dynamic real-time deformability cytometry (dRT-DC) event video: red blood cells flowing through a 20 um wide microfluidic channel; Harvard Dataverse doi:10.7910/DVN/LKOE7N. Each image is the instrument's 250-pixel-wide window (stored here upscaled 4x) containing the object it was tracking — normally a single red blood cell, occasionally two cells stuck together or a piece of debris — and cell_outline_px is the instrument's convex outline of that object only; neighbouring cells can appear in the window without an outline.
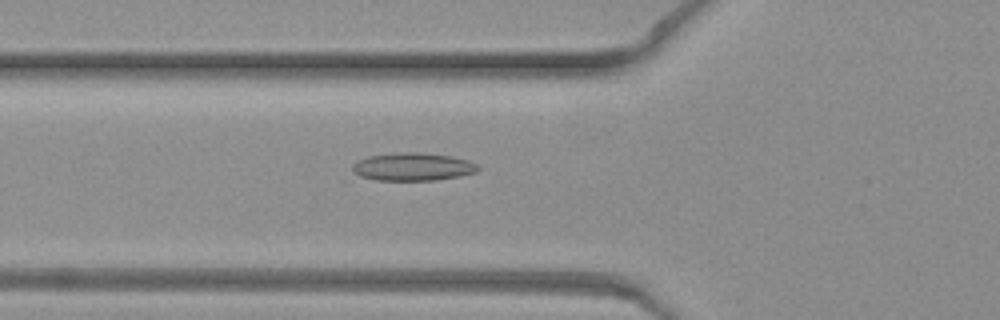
{"species": "common noctule bat (a hibernating species)", "species_latin": "Nyctalus noctula", "temperature_condition": "warm", "stored_images_in_passage": 27, "camera_frame_rate_fps": 3000, "um_per_image_px": 0.085, "animal": {"sex": "female", "body_mass_g": 19.3, "forearm_length_mm": 54.1}, "frame": {"image": 1, "passage_image": 5, "time_ms": 1.333, "image_size_px": [1000, 320], "cell_outline_px": [[480, 168], [476, 172], [460, 176], [436, 180], [376, 180], [348, 176], [352, 164], [368, 156], [404, 152], [416, 152], [452, 156], [468, 160], [476, 164]], "centroid_in_image_um": [34.98, 14.19], "position_along_channel_um": 90.8, "area_um2": 20.81}}
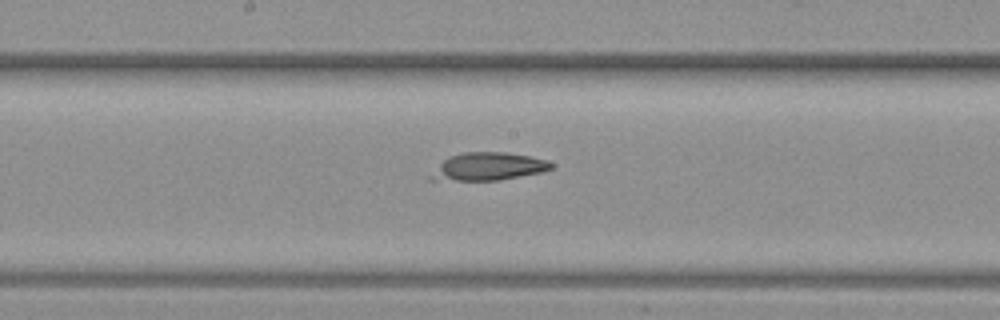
{"frame": {"image": 2, "passage_image": 13, "time_ms": 4.0, "image_size_px": [1000, 320], "cell_outline_px": [[552, 168], [544, 172], [500, 180], [428, 180], [428, 176], [448, 156], [464, 152], [504, 152], [528, 156], [548, 160], [552, 164]], "centroid_in_image_um": [41.49, 14.16], "position_along_channel_um": 206.7, "area_um2": 19.48}}
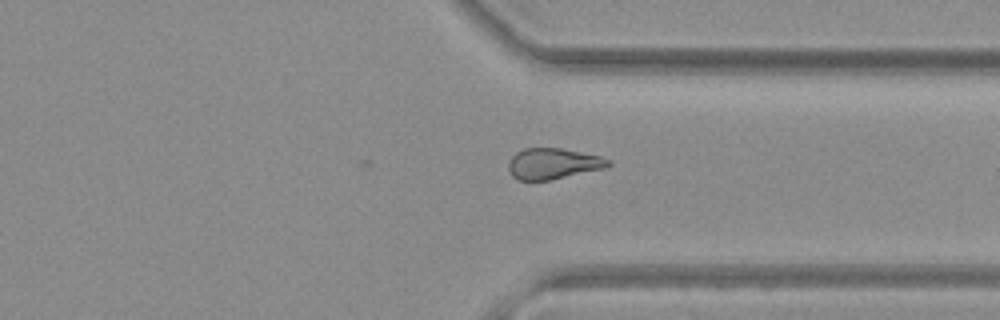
{"frame": {"image": 3, "passage_image": 24, "time_ms": 7.667, "image_size_px": [1000, 320], "cell_outline_px": [[612, 164], [604, 168], [548, 180], [516, 180], [512, 176], [508, 168], [508, 160], [516, 152], [524, 148], [560, 148], [600, 156], [612, 160]], "centroid_in_image_um": [46.98, 13.9], "position_along_channel_um": 364.4, "area_um2": 17.92}}